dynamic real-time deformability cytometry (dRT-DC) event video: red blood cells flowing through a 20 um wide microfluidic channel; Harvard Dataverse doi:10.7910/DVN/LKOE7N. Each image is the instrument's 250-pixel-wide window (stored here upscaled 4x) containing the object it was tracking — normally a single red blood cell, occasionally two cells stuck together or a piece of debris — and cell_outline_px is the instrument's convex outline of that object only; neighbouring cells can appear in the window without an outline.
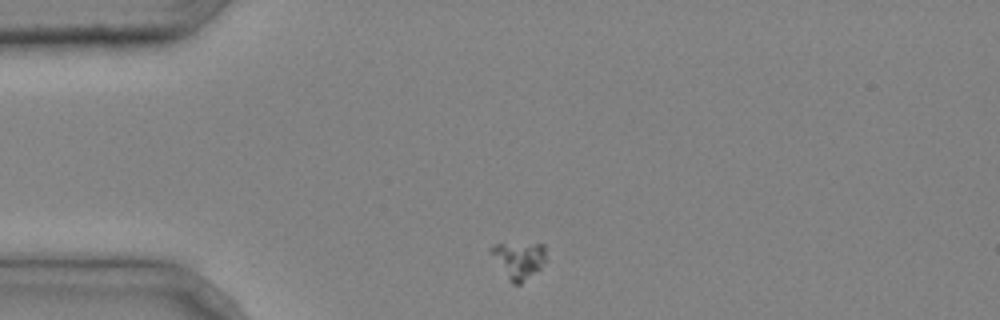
{"species": "common noctule bat (a hibernating species)", "species_latin": "Nyctalus noctula", "temperature_condition": "cold", "stored_images_in_passage": 3, "camera_frame_rate_fps": 3000, "um_per_image_px": 0.085, "animal": {"sex": "male", "body_mass_g": 20.4}, "frame": {"image": 1, "passage_image": 1, "time_ms": 0.0, "image_size_px": [1000, 320], "cell_outline_px": [[548, 260], [540, 268], [520, 284], [512, 284], [488, 252], [488, 248], [496, 244], [544, 244]], "centroid_in_image_um": [44.1, 22.09], "position_along_channel_um": 40.9, "area_um2": 11.91}}